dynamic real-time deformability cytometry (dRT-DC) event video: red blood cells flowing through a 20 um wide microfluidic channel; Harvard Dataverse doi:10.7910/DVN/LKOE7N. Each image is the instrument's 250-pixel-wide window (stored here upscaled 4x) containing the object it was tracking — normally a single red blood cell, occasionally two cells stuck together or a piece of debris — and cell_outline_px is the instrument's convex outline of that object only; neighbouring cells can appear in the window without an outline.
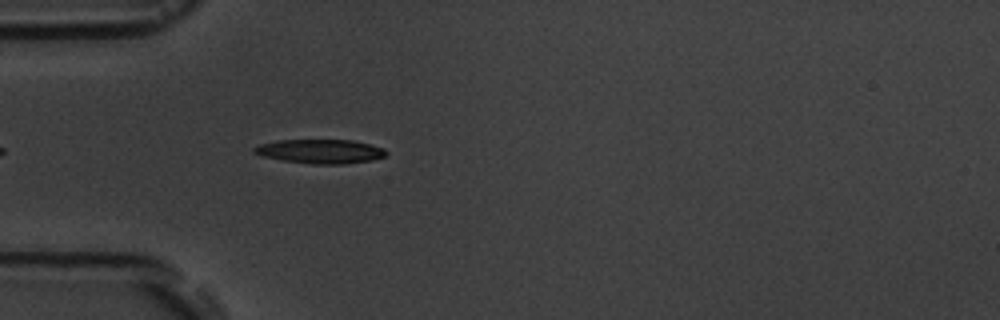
{"species": "common noctule bat (a hibernating species)", "species_latin": "Nyctalus noctula", "temperature_condition": "room temperature", "stored_images_in_passage": 5, "camera_frame_rate_fps": 3000, "um_per_image_px": 0.085, "animal": {"sex": "male", "body_mass_g": 19.5, "forearm_length_mm": 54.6}, "frame": {"image": 1, "passage_image": 5, "time_ms": 4.667, "image_size_px": [1000, 320], "cell_outline_px": [[388, 152], [384, 156], [372, 160], [344, 164], [312, 164], [284, 160], [264, 156], [252, 152], [252, 148], [260, 144], [280, 140], [352, 140], [384, 148]], "centroid_in_image_um": [27.24, 12.86], "position_along_channel_um": 57.8, "area_um2": 18.38}}